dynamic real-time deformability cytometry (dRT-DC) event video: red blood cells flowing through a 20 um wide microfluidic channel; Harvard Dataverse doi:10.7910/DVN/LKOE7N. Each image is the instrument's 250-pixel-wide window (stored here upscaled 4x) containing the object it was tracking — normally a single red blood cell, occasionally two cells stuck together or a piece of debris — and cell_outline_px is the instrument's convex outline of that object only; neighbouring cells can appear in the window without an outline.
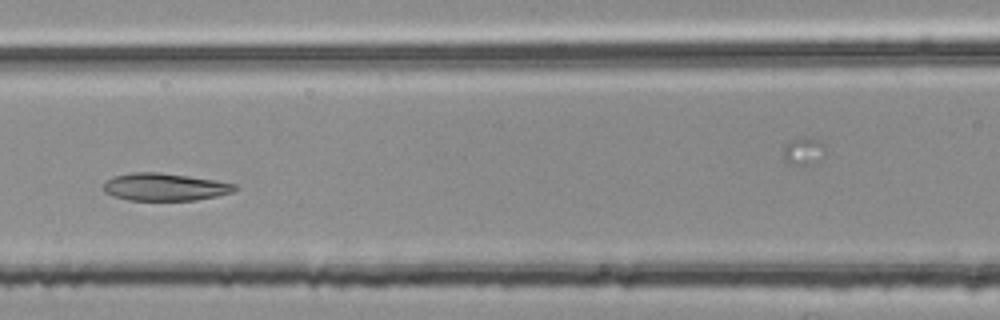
{"species": "common noctule bat (a hibernating species)", "species_latin": "Nyctalus noctula", "temperature_condition": "room temperature", "stored_images_in_passage": 50, "camera_frame_rate_fps": 3000, "um_per_image_px": 0.085, "animal": {"sex": "female", "body_mass_g": 25.1}, "frame": {"image": 1, "passage_image": 23, "time_ms": 7.333, "image_size_px": [1000, 320], "cell_outline_px": [[240, 188], [232, 192], [216, 196], [196, 200], [128, 200], [104, 192], [100, 188], [112, 176], [132, 172], [160, 172], [216, 180], [236, 184]], "centroid_in_image_um": [14.01, 15.88], "position_along_channel_um": 152.6, "area_um2": 21.15}}
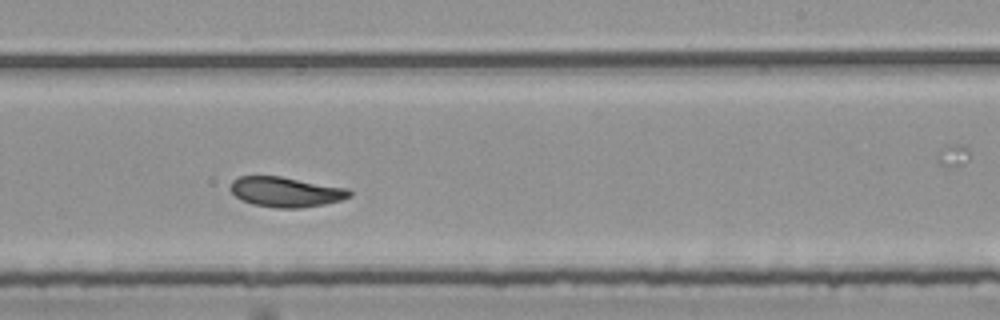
{"frame": {"image": 2, "passage_image": 32, "time_ms": 10.333, "image_size_px": [1000, 320], "cell_outline_px": [[352, 196], [340, 200], [324, 204], [300, 208], [276, 208], [252, 204], [240, 200], [228, 188], [232, 180], [240, 176], [280, 176], [348, 188], [352, 192]], "centroid_in_image_um": [24.27, 16.31], "position_along_channel_um": 264.7, "area_um2": 20.98}}
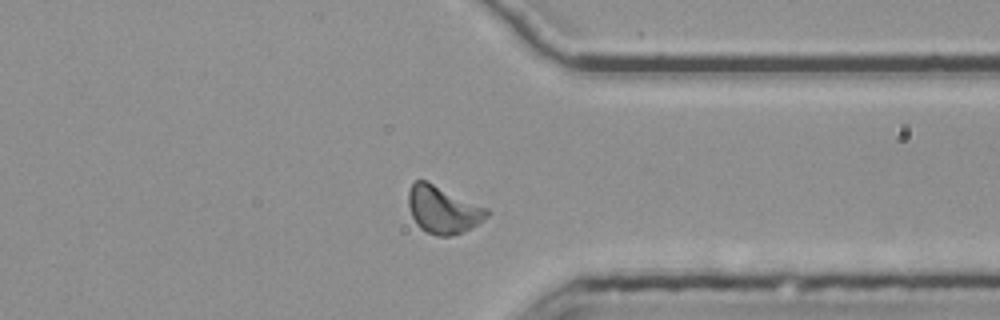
{"frame": {"image": 3, "passage_image": 41, "time_ms": 13.333, "image_size_px": [1000, 320], "cell_outline_px": [[488, 216], [484, 220], [472, 228], [448, 236], [436, 236], [420, 228], [416, 224], [412, 216], [408, 204], [408, 192], [412, 184], [416, 180], [428, 180], [488, 208]], "centroid_in_image_um": [37.65, 17.8], "position_along_channel_um": 373.7, "area_um2": 21.79}, "authors_computed_cell_mechanics": {"area_um2": 21.097, "velocity_mm_per_s": 3.7581, "shape_relaxation_time_tau1_ms": null, "shape_relaxation_time_tau2_ms": 3.5398, "deformation_change_tau1": null, "deformation_change_tau2": 0.0787}}